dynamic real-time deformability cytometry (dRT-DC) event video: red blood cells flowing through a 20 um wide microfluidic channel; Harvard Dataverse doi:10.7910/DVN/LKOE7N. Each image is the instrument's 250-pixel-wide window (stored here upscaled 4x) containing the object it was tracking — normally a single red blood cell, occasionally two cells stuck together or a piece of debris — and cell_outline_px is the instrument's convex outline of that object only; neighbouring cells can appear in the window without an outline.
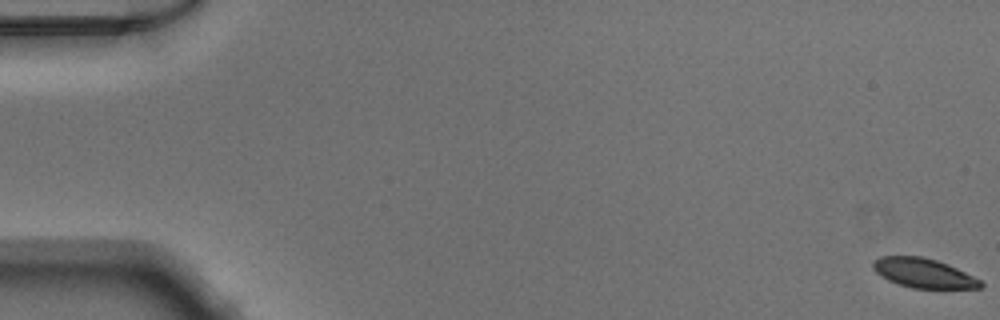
{"species": "Egyptian fruit bat (a non-hibernating species)", "species_latin": "Rousettus aegyptiacus", "temperature_condition": "warm", "stored_images_in_passage": 52, "camera_frame_rate_fps": 3000, "um_per_image_px": 0.085, "animal": {"sex": "male"}, "frame": {"image": 1, "passage_image": 1, "time_ms": 0.0, "image_size_px": [1000, 320], "cell_outline_px": [[984, 284], [980, 288], [912, 288], [888, 280], [876, 272], [872, 268], [872, 260], [880, 256], [920, 256], [936, 260], [948, 264], [980, 280]], "centroid_in_image_um": [78.46, 23.2], "position_along_channel_um": 6.5, "area_um2": 18.26}}
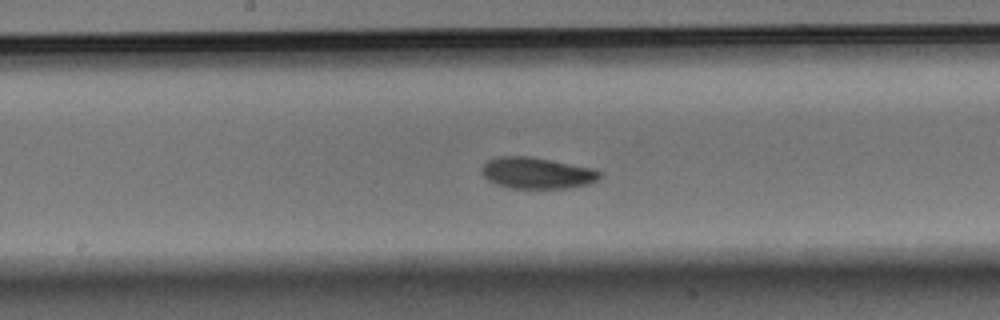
{"frame": {"image": 2, "passage_image": 28, "time_ms": 9.0, "image_size_px": [1000, 320], "cell_outline_px": [[600, 176], [596, 180], [588, 184], [568, 188], [512, 188], [496, 184], [488, 180], [484, 176], [484, 164], [488, 160], [496, 156], [532, 156], [592, 168], [600, 172]], "centroid_in_image_um": [45.64, 14.7], "position_along_channel_um": 202.6, "area_um2": 21.33}}
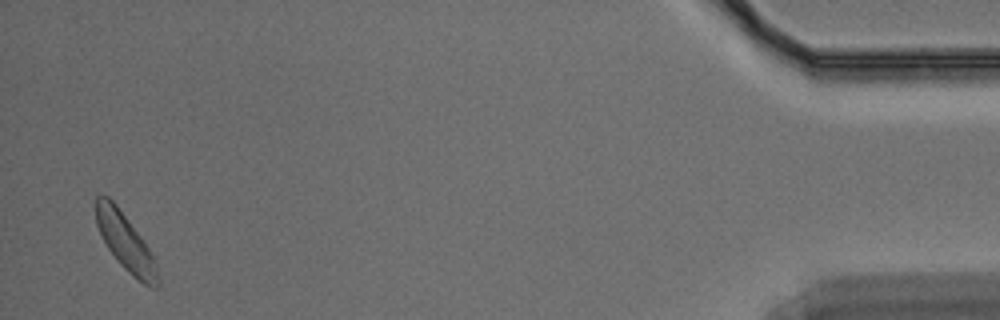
{"frame": {"image": 3, "passage_image": 51, "time_ms": 16.667, "image_size_px": [1000, 320], "cell_outline_px": [[160, 288], [152, 288], [144, 284], [132, 276], [120, 264], [108, 248], [96, 224], [96, 196], [108, 196], [116, 204], [140, 236], [148, 248], [156, 264], [160, 280]], "centroid_in_image_um": [10.69, 20.63], "position_along_channel_um": 424.5, "area_um2": 20.17}}